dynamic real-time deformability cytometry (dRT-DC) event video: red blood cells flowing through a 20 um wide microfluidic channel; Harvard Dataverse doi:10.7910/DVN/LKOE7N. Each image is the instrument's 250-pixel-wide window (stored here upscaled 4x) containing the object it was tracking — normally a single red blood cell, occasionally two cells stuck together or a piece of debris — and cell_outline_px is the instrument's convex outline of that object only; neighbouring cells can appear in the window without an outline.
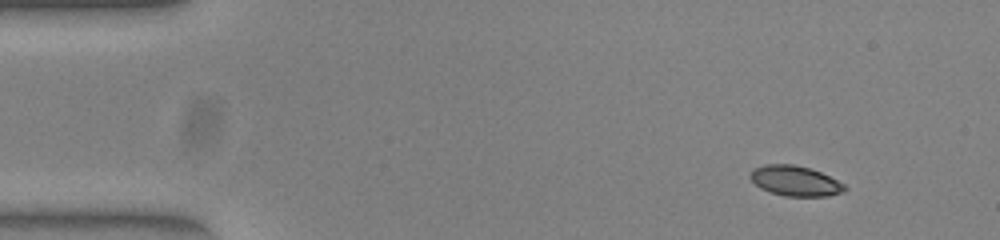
{"species": "common noctule bat (a hibernating species)", "species_latin": "Nyctalus noctula", "temperature_condition": "warm", "stored_images_in_passage": 48, "camera_frame_rate_fps": 3000, "um_per_image_px": 0.085, "animal": {"sex": "female", "body_mass_g": 23.0, "forearm_length_mm": 53.4}, "frame": {"image": 1, "passage_image": 1, "time_ms": 0.0, "image_size_px": [1000, 240], "cell_outline_px": [[848, 188], [844, 192], [828, 196], [784, 196], [760, 188], [748, 176], [752, 168], [764, 164], [792, 164], [808, 168], [820, 172], [844, 184]], "centroid_in_image_um": [67.57, 15.37], "position_along_channel_um": 17.4, "area_um2": 16.59}}
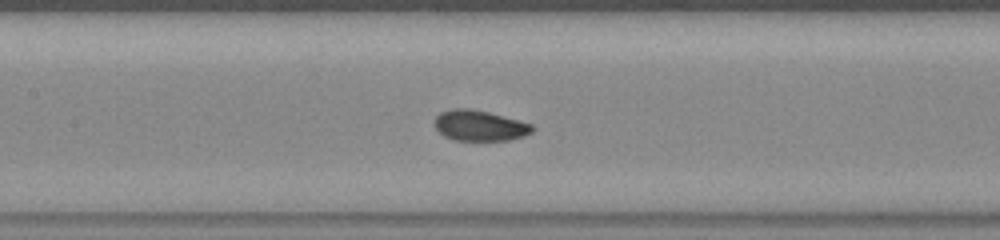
{"frame": {"image": 2, "passage_image": 20, "time_ms": 6.333, "image_size_px": [1000, 240], "cell_outline_px": [[536, 128], [532, 132], [524, 136], [508, 140], [456, 140], [444, 136], [436, 128], [436, 116], [440, 112], [452, 108], [468, 108], [488, 112], [532, 124]], "centroid_in_image_um": [40.79, 10.67], "position_along_channel_um": 166.6, "area_um2": 17.28}}
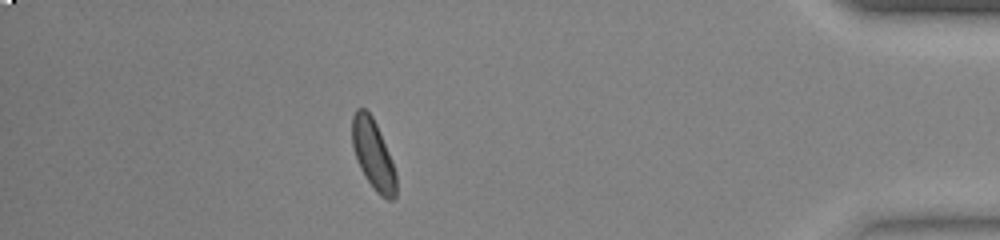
{"frame": {"image": 3, "passage_image": 42, "time_ms": 13.667, "image_size_px": [1000, 240], "cell_outline_px": [[396, 196], [392, 200], [388, 200], [380, 196], [376, 192], [364, 176], [356, 160], [352, 144], [352, 116], [356, 108], [364, 108], [372, 116], [376, 124], [388, 152], [396, 172]], "centroid_in_image_um": [31.7, 13.15], "position_along_channel_um": 403.5, "area_um2": 17.86}, "authors_computed_cell_mechanics": {"area_um2": 17.5134, "velocity_mm_per_s": 3.8961, "shape_relaxation_time_tau1_ms": 2.9807, "shape_relaxation_time_tau2_ms": null, "deformation_change_tau1": 0.1108, "deformation_change_tau2": null}}